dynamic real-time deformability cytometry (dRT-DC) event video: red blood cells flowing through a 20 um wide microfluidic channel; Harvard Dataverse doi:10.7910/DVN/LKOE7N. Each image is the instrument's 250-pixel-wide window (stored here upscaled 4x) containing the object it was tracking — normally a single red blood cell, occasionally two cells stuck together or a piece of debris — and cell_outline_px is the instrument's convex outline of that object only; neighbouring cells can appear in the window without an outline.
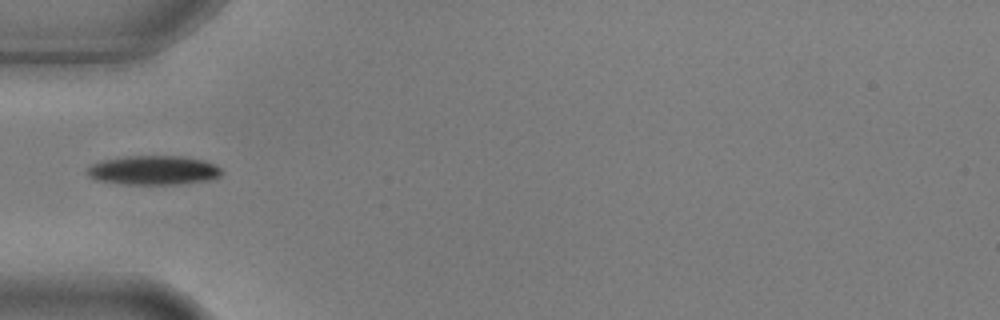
{"species": "common noctule bat (a hibernating species)", "species_latin": "Nyctalus noctula", "temperature_condition": "warm", "stored_images_in_passage": 5, "camera_frame_rate_fps": 3000, "um_per_image_px": 0.085, "animal": {"sex": "male", "body_mass_g": 17.9, "forearm_length_mm": 54.2}, "frame": {"image": 1, "passage_image": 5, "time_ms": 1.333, "image_size_px": [1000, 320], "cell_outline_px": [[224, 172], [220, 176], [208, 180], [176, 184], [128, 184], [96, 180], [88, 176], [84, 172], [92, 164], [100, 160], [128, 156], [180, 156], [204, 160], [216, 164]], "centroid_in_image_um": [13.04, 14.46], "position_along_channel_um": 72.0, "area_um2": 22.95}}